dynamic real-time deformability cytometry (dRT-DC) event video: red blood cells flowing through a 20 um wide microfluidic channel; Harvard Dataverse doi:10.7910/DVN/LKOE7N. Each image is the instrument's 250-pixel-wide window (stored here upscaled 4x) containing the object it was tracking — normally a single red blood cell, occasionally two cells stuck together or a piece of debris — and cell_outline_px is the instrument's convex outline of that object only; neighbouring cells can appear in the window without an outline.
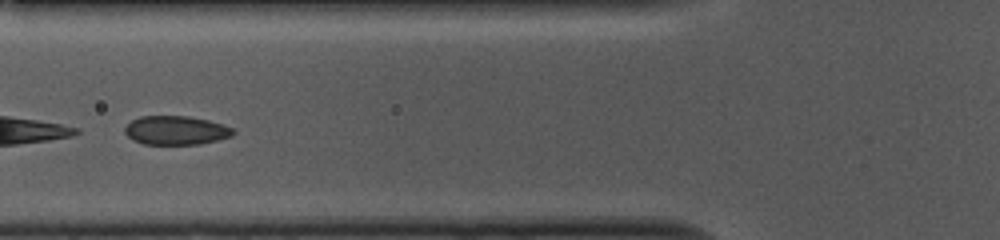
{"species": "common noctule bat (a hibernating species)", "species_latin": "Nyctalus noctula", "temperature_condition": "cold", "stored_images_in_passage": 25, "camera_frame_rate_fps": 3000, "um_per_image_px": 0.085, "animal": {"sex": "female", "body_mass_g": 10.0, "forearm_length_mm": 53.1}, "frame": {"image": 1, "passage_image": 18, "time_ms": 5.667, "image_size_px": [1000, 240], "cell_outline_px": [[236, 132], [232, 136], [200, 144], [144, 144], [132, 140], [124, 132], [124, 128], [132, 120], [140, 116], [188, 116], [208, 120], [232, 128]], "centroid_in_image_um": [14.93, 11.08], "position_along_channel_um": 110.9, "area_um2": 18.15}}